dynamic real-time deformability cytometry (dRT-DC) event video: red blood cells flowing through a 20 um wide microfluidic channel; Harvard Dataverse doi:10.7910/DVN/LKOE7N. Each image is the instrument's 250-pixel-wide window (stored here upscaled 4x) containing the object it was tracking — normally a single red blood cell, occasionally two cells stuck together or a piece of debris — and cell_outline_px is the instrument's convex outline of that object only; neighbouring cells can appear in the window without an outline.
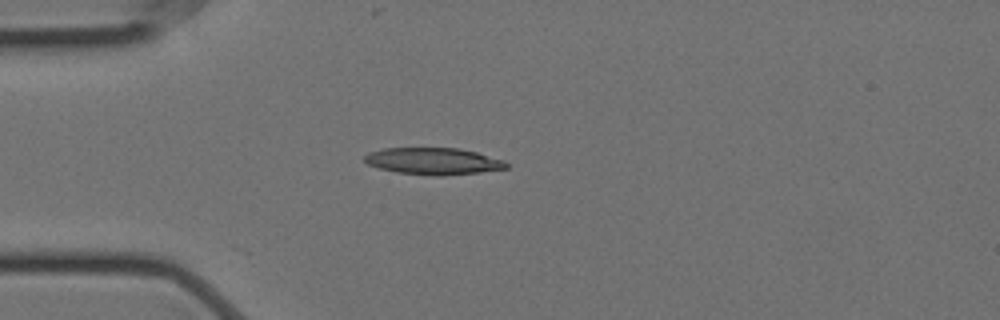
{"species": "Egyptian fruit bat (a non-hibernating species)", "species_latin": "Rousettus aegyptiacus", "temperature_condition": "cold", "stored_images_in_passage": 7, "camera_frame_rate_fps": 3000, "um_per_image_px": 0.085, "animal": {"sex": "female"}, "frame": {"image": 1, "passage_image": 3, "time_ms": 0.667, "image_size_px": [1000, 320], "cell_outline_px": [[508, 168], [480, 172], [440, 176], [396, 172], [380, 168], [368, 164], [364, 160], [364, 156], [368, 152], [384, 148], [460, 148], [476, 152], [504, 160], [508, 164]], "centroid_in_image_um": [36.84, 13.69], "position_along_channel_um": 48.2, "area_um2": 22.08}}
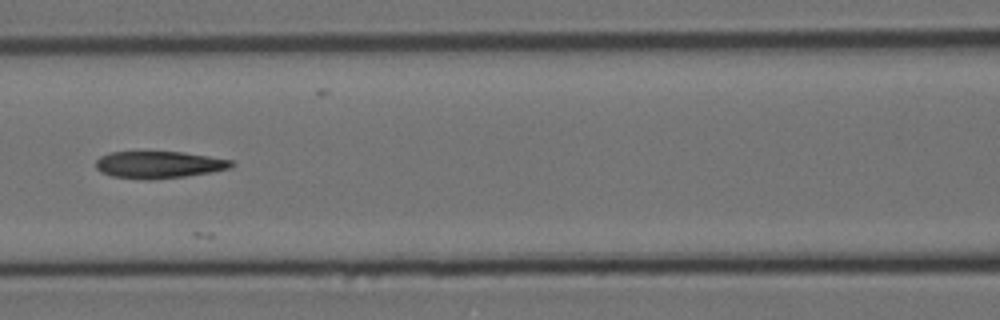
{"frame": {"image": 2, "passage_image": 6, "time_ms": 1.667, "image_size_px": [1000, 320], "cell_outline_px": [[236, 164], [232, 168], [212, 172], [184, 176], [152, 180], [144, 180], [112, 176], [100, 172], [96, 168], [96, 160], [100, 156], [108, 152], [184, 152], [232, 160]], "centroid_in_image_um": [13.51, 14.0], "position_along_channel_um": 153.1, "area_um2": 21.56}}
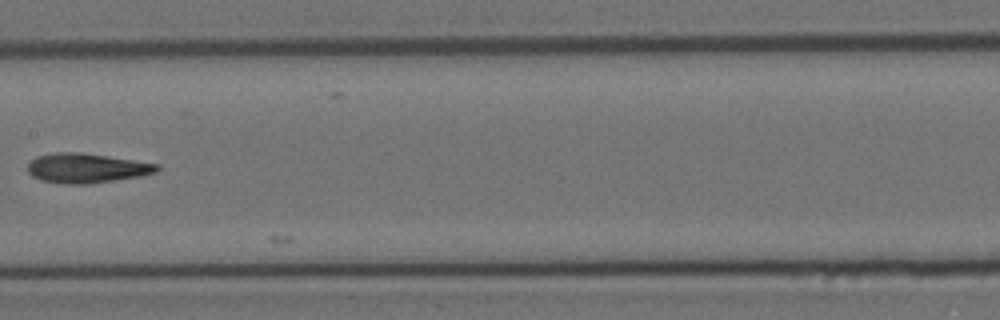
{"frame": {"image": 3, "passage_image": 7, "time_ms": 2.0, "image_size_px": [1000, 320], "cell_outline_px": [[160, 168], [156, 172], [140, 176], [88, 184], [64, 184], [40, 180], [32, 176], [28, 172], [28, 164], [36, 156], [56, 152], [80, 152], [108, 156], [160, 164]], "centroid_in_image_um": [7.35, 14.29], "position_along_channel_um": 200.1, "area_um2": 22.31}}